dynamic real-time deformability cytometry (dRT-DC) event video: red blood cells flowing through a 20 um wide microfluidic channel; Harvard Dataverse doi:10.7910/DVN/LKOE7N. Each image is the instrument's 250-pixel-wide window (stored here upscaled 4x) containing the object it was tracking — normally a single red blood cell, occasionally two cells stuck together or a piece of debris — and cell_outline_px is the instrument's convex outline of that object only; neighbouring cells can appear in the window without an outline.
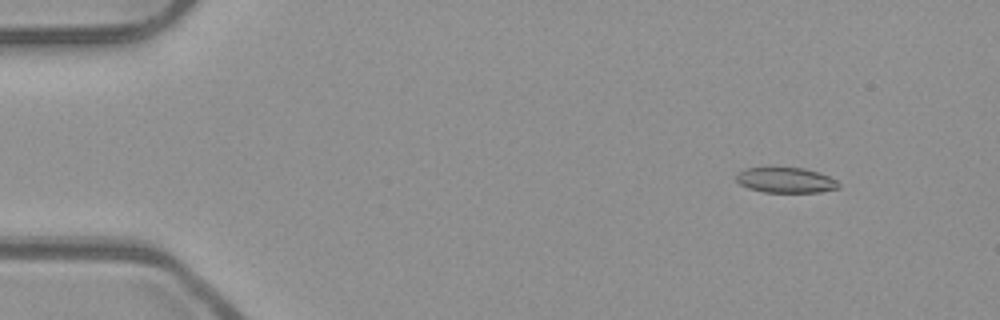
{"species": "common noctule bat (a hibernating species)", "species_latin": "Nyctalus noctula", "temperature_condition": "room temperature", "stored_images_in_passage": 53, "camera_frame_rate_fps": 3000, "um_per_image_px": 0.085, "animal": {"sex": "male", "body_mass_g": 23.1, "forearm_length_mm": 52.7}, "frame": {"image": 1, "passage_image": 6, "time_ms": 1.667, "image_size_px": [1000, 320], "cell_outline_px": [[840, 188], [820, 192], [764, 192], [748, 188], [740, 184], [736, 180], [736, 176], [744, 168], [768, 164], [804, 168], [820, 172], [836, 180], [840, 184]], "centroid_in_image_um": [66.75, 15.25], "position_along_channel_um": 18.2, "area_um2": 15.95}}
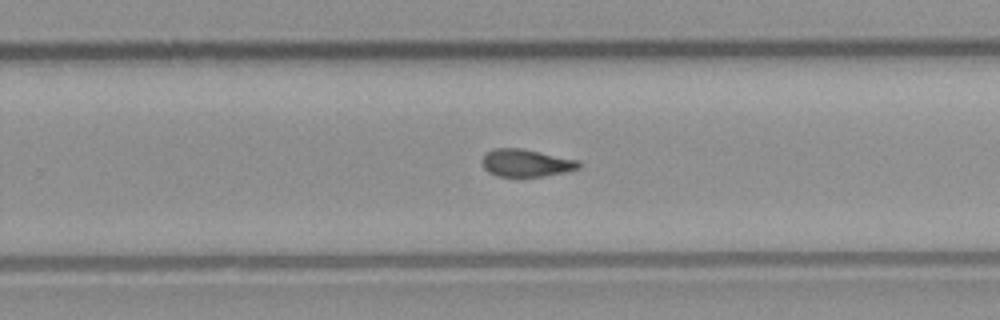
{"frame": {"image": 2, "passage_image": 34, "time_ms": 11.0, "image_size_px": [1000, 320], "cell_outline_px": [[580, 168], [568, 172], [544, 176], [496, 176], [488, 172], [484, 168], [484, 156], [488, 152], [496, 148], [520, 148], [580, 160]], "centroid_in_image_um": [44.78, 13.86], "position_along_channel_um": 285.0, "area_um2": 15.37}}
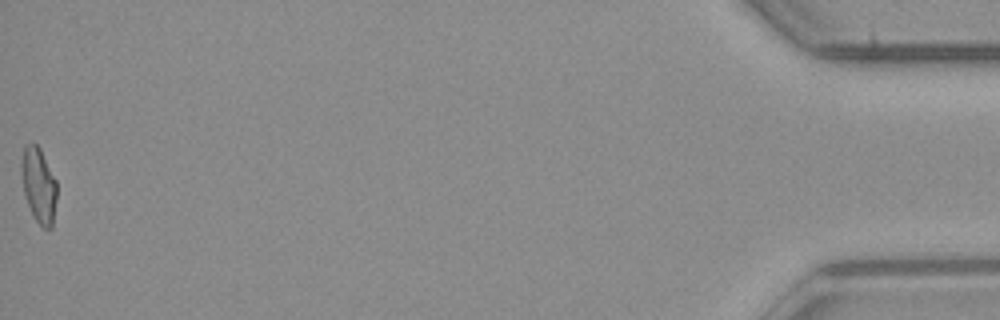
{"frame": {"image": 3, "passage_image": 53, "time_ms": 17.333, "image_size_px": [1000, 320], "cell_outline_px": [[56, 200], [52, 228], [44, 228], [36, 220], [28, 204], [24, 192], [20, 172], [20, 164], [24, 144], [36, 144], [40, 148], [56, 180]], "centroid_in_image_um": [3.27, 15.7], "position_along_channel_um": 431.9, "area_um2": 15.43}, "authors_computed_cell_mechanics": {"area_um2": 15.7794, "velocity_mm_per_s": 3.9667, "shape_relaxation_time_tau1_ms": null, "shape_relaxation_time_tau2_ms": 2.4287, "deformation_change_tau1": null, "deformation_change_tau2": 0.0958}}